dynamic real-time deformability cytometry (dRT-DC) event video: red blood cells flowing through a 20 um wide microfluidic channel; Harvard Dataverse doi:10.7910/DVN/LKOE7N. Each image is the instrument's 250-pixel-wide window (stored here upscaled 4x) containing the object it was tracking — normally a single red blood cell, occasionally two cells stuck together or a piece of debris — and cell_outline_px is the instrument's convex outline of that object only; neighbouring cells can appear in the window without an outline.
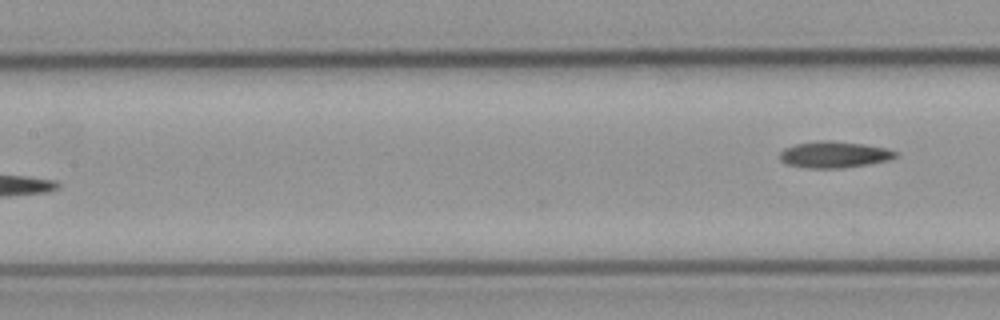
{"species": "common noctule bat (a hibernating species)", "species_latin": "Nyctalus noctula", "temperature_condition": "cold", "stored_images_in_passage": 6, "segment_of_instrument_passage": [2, 2], "camera_frame_rate_fps": 3000, "um_per_image_px": 0.085, "animal": {"sex": "male", "body_mass_g": 23.1, "forearm_length_mm": 52.7}, "frame": {"image": 1, "passage_image": 6, "time_ms": 6.0, "image_size_px": [1000, 320], "cell_outline_px": [[896, 156], [888, 160], [868, 164], [844, 168], [808, 168], [784, 164], [780, 160], [780, 152], [784, 148], [796, 144], [816, 140], [828, 140], [864, 144], [884, 148], [896, 152]], "centroid_in_image_um": [70.84, 13.14], "position_along_channel_um": 136.6, "area_um2": 17.8}}